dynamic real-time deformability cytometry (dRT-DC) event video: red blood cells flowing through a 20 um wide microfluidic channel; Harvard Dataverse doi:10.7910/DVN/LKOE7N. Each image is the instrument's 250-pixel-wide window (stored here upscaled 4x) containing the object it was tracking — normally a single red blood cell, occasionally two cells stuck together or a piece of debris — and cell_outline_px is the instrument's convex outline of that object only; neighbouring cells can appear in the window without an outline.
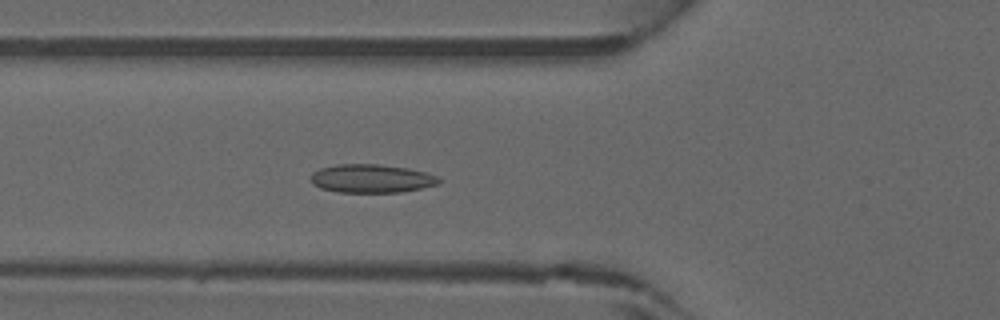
{"species": "common noctule bat (a hibernating species)", "species_latin": "Nyctalus noctula", "temperature_condition": "warm", "stored_images_in_passage": 39, "camera_frame_rate_fps": 3000, "um_per_image_px": 0.085, "animal": {"sex": "male", "forearm_length_mm": 52.5}, "frame": {"image": 1, "passage_image": 15, "time_ms": 4.667, "image_size_px": [1000, 320], "cell_outline_px": [[444, 180], [440, 184], [400, 192], [336, 192], [320, 188], [312, 184], [312, 172], [320, 168], [340, 164], [376, 164], [408, 168], [440, 176]], "centroid_in_image_um": [31.61, 15.18], "position_along_channel_um": 94.2, "area_um2": 21.33}}
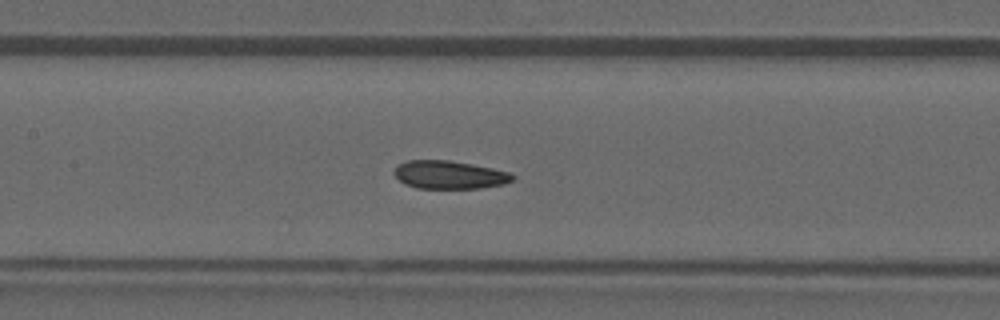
{"frame": {"image": 2, "passage_image": 20, "time_ms": 6.333, "image_size_px": [1000, 320], "cell_outline_px": [[516, 176], [512, 180], [504, 184], [480, 188], [416, 188], [404, 184], [392, 172], [396, 164], [404, 160], [448, 160], [472, 164], [512, 172]], "centroid_in_image_um": [38.17, 14.85], "position_along_channel_um": 169.2, "area_um2": 19.65}}
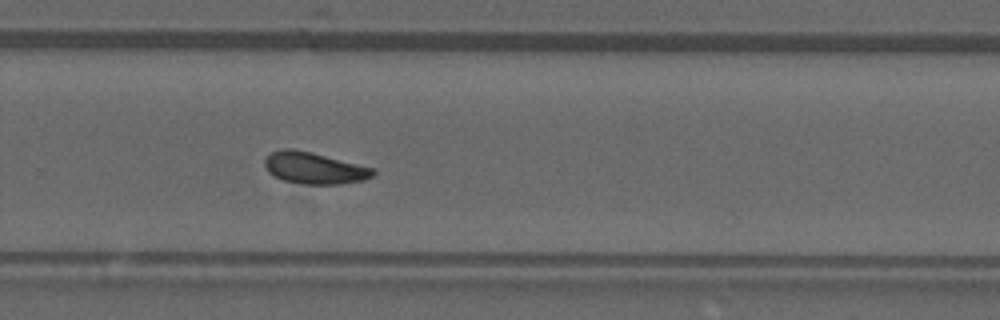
{"frame": {"image": 3, "passage_image": 29, "time_ms": 9.333, "image_size_px": [1000, 320], "cell_outline_px": [[376, 172], [372, 176], [364, 180], [340, 184], [300, 184], [284, 180], [268, 172], [264, 164], [264, 160], [272, 152], [280, 148], [292, 148], [312, 152], [376, 168]], "centroid_in_image_um": [26.74, 14.27], "position_along_channel_um": 303.1, "area_um2": 20.11}}